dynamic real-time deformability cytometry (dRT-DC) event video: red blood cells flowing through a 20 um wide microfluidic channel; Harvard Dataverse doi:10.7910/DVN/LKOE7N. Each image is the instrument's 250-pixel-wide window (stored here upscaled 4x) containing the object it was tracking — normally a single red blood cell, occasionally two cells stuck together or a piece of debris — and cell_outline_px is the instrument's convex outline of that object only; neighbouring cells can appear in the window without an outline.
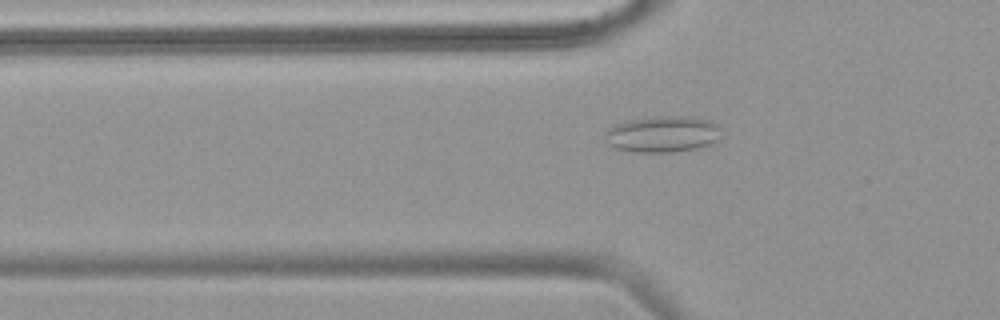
{"species": "common noctule bat (a hibernating species)", "species_latin": "Nyctalus noctula", "temperature_condition": "warm", "stored_images_in_passage": 53, "camera_frame_rate_fps": 3000, "um_per_image_px": 0.085, "animal": {"sex": "female", "body_mass_g": 18.4}, "frame": {"image": 1, "passage_image": 17, "time_ms": 5.333, "image_size_px": [1000, 320], "cell_outline_px": [[720, 128], [716, 140], [708, 144], [696, 148], [672, 152], [632, 152], [616, 148], [608, 144], [604, 140], [604, 132], [608, 128], [616, 124], [628, 120], [656, 116], [692, 116], [708, 120], [716, 124]], "centroid_in_image_um": [56.25, 11.39], "position_along_channel_um": 69.5, "area_um2": 24.57}}
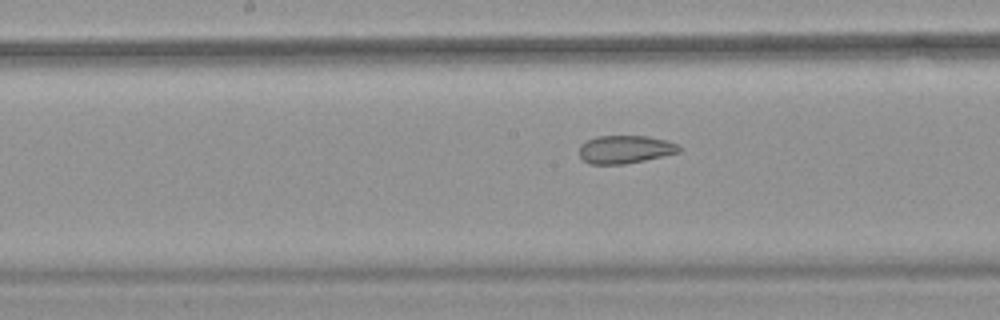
{"frame": {"image": 2, "passage_image": 27, "time_ms": 8.667, "image_size_px": [1000, 320], "cell_outline_px": [[684, 148], [680, 152], [644, 160], [624, 164], [588, 164], [580, 156], [580, 144], [596, 136], [648, 136], [668, 140]], "centroid_in_image_um": [53.16, 12.69], "position_along_channel_um": 195.0, "area_um2": 16.36}}
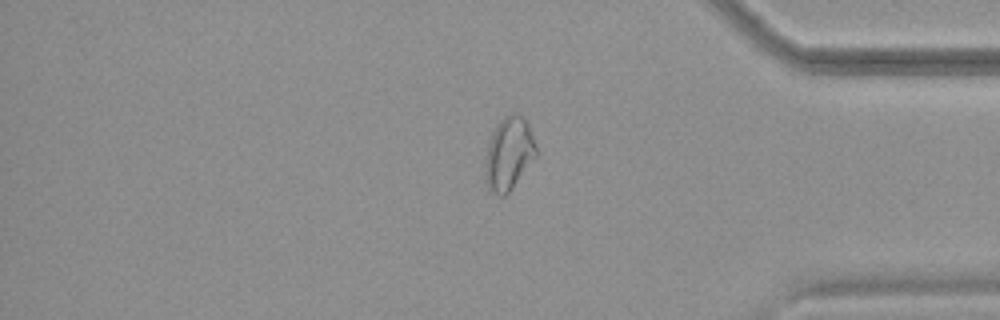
{"frame": {"image": 3, "passage_image": 44, "time_ms": 14.333, "image_size_px": [1000, 320], "cell_outline_px": [[536, 156], [512, 188], [504, 196], [500, 196], [492, 192], [488, 188], [484, 176], [484, 160], [488, 144], [492, 132], [496, 124], [504, 116], [512, 112], [516, 112], [524, 116], [528, 124], [536, 144]], "centroid_in_image_um": [43.23, 13.03], "position_along_channel_um": 392.0, "area_um2": 21.91}, "authors_computed_cell_mechanics": {"area_um2": 22.1952, "velocity_mm_per_s": 3.7896, "shape_relaxation_time_tau1_ms": null, "shape_relaxation_time_tau2_ms": 2.2615, "deformation_change_tau1": null, "deformation_change_tau2": 0.0892}}